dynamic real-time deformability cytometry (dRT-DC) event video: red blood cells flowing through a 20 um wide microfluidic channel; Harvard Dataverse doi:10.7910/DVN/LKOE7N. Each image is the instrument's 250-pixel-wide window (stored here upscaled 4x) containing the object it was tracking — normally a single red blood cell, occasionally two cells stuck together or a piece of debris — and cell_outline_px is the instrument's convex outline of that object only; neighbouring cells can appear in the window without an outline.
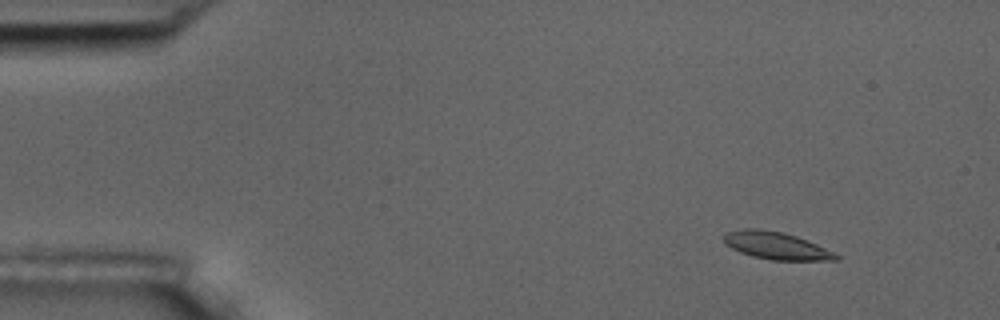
{"species": "common noctule bat (a hibernating species)", "species_latin": "Nyctalus noctula", "temperature_condition": "room temperature", "stored_images_in_passage": 4, "camera_frame_rate_fps": 3000, "um_per_image_px": 0.085, "animal": {"sex": "male", "body_mass_g": 17.5, "forearm_length_mm": 52.3}, "frame": {"image": 1, "passage_image": 2, "time_ms": 1.333, "image_size_px": [1000, 320], "cell_outline_px": [[840, 260], [772, 260], [752, 256], [740, 252], [732, 248], [724, 240], [724, 236], [728, 232], [744, 228], [756, 228], [780, 232], [796, 236], [816, 244], [840, 256]], "centroid_in_image_um": [65.98, 20.89], "position_along_channel_um": 19.0, "area_um2": 17.51}}